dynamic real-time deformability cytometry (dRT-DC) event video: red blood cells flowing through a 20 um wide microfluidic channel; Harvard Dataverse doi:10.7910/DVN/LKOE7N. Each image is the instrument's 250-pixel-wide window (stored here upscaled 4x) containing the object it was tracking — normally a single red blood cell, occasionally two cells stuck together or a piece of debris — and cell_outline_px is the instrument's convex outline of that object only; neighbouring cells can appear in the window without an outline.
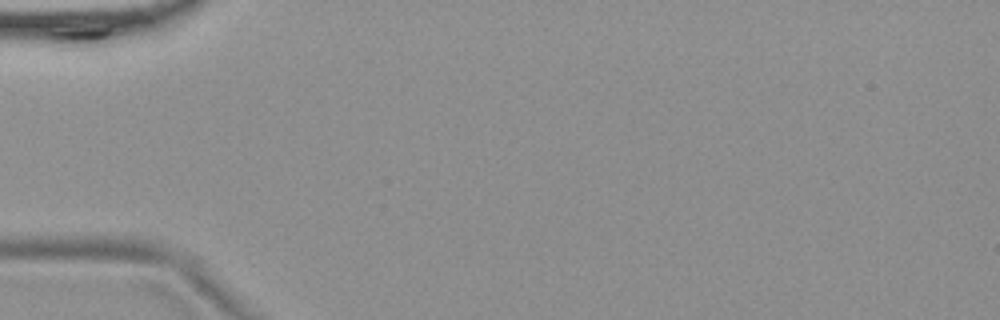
{"species": "common noctule bat (a hibernating species)", "species_latin": "Nyctalus noctula", "temperature_condition": "room temperature", "stored_images_in_passage": 37, "camera_frame_rate_fps": 3000, "um_per_image_px": 0.085, "animal": {"sex": "female", "body_mass_g": 19.9}, "frame": {"image": 1, "passage_image": 1, "time_ms": 0.0, "image_size_px": [1000, 320], "cell_outline_px": [[112, 32], [108, 56], [52, 48], [44, 32], [48, 28], [112, 28]], "centroid_in_image_um": [6.87, 3.38], "position_along_channel_um": 78.1, "area_um2": 10.81}}
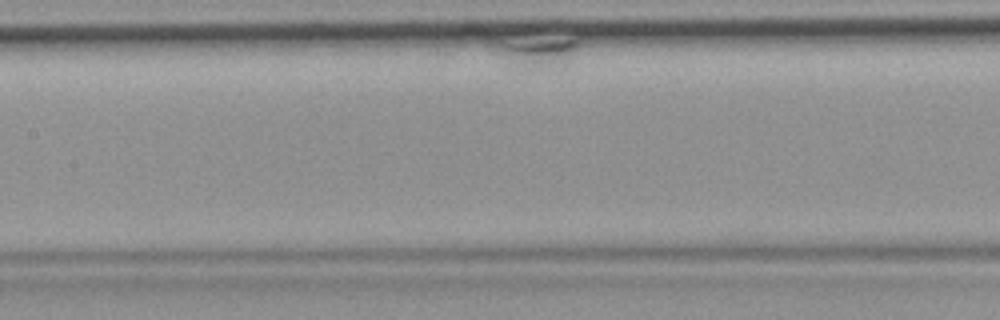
{"frame": {"image": 2, "passage_image": 25, "time_ms": 8.0, "image_size_px": [1000, 320], "cell_outline_px": [[576, 48], [568, 64], [560, 68], [552, 68], [516, 64], [500, 44], [536, 28], [576, 40]], "centroid_in_image_um": [45.96, 4.18], "position_along_channel_um": 161.4, "area_um2": 15.2}}
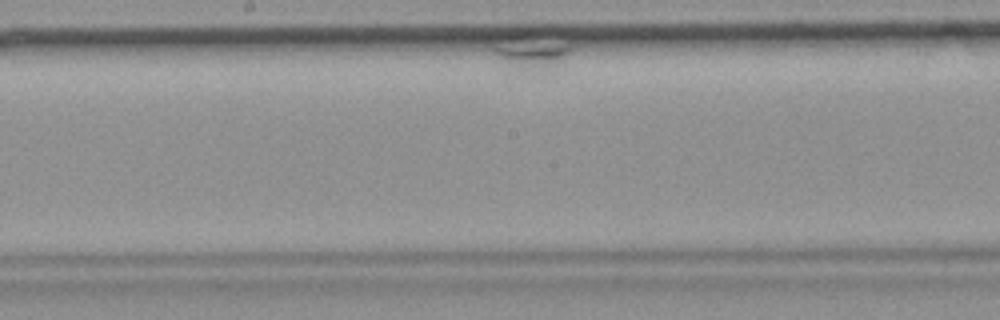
{"frame": {"image": 3, "passage_image": 35, "time_ms": 11.333, "image_size_px": [1000, 320], "cell_outline_px": [[568, 52], [564, 72], [512, 72], [492, 48], [564, 32], [568, 44]], "centroid_in_image_um": [45.57, 4.63], "position_along_channel_um": 202.6, "area_um2": 15.61}}